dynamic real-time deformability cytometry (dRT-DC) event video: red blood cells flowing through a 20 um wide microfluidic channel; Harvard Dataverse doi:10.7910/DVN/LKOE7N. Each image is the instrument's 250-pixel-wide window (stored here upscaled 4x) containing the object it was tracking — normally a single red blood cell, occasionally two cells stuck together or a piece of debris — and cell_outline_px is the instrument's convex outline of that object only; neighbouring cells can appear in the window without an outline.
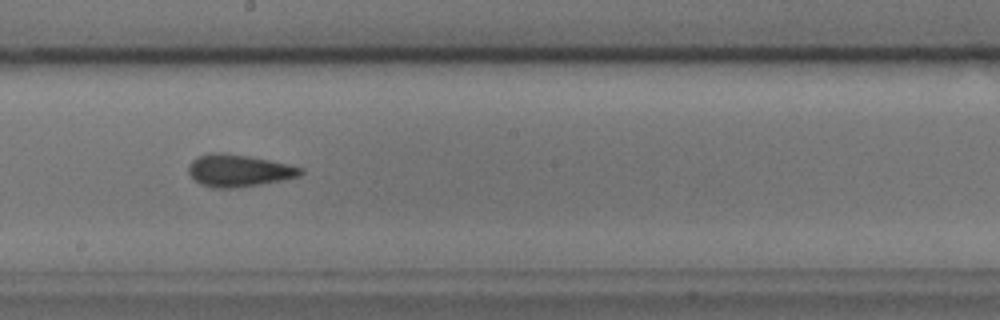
{"species": "common noctule bat (a hibernating species)", "species_latin": "Nyctalus noctula", "temperature_condition": "cold", "stored_images_in_passage": 29, "camera_frame_rate_fps": 3000, "um_per_image_px": 0.085, "animal": {"sex": "male", "body_mass_g": 17.9, "forearm_length_mm": 54.2}, "frame": {"image": 1, "passage_image": 16, "time_ms": 5.0, "image_size_px": [1000, 320], "cell_outline_px": [[304, 172], [300, 176], [260, 184], [232, 188], [212, 188], [200, 184], [188, 172], [188, 164], [192, 160], [208, 152], [224, 152], [248, 156], [288, 164], [304, 168]], "centroid_in_image_um": [20.27, 14.49], "position_along_channel_um": 227.9, "area_um2": 20.98}, "authors_computed_cell_mechanics": {"area_um2": 20.1722, "velocity_mm_per_s": 3.7979, "shape_relaxation_time_tau1_ms": 5.0614, "shape_relaxation_time_tau2_ms": 2.135, "deformation_change_tau1": 0.1143, "deformation_change_tau2": 0.0932}}